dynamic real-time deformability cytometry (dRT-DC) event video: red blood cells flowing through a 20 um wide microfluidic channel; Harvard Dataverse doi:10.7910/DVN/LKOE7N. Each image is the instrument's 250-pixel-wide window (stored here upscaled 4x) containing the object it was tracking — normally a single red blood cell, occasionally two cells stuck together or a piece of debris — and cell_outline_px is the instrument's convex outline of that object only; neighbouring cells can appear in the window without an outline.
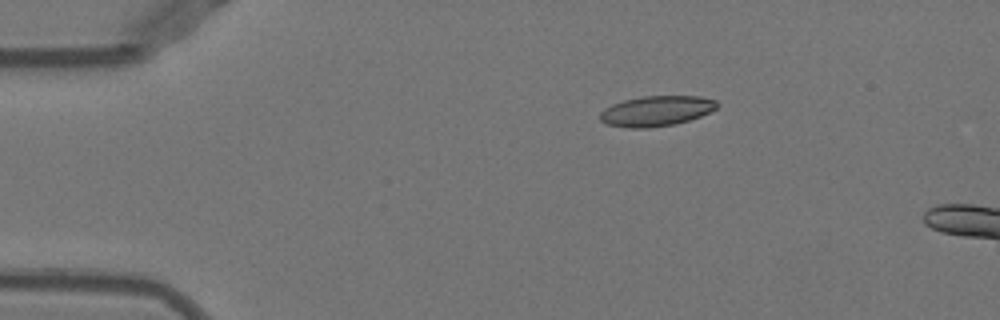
{"species": "Egyptian fruit bat (a non-hibernating species)", "species_latin": "Rousettus aegyptiacus", "temperature_condition": "warm", "stored_images_in_passage": 42, "camera_frame_rate_fps": 3000, "um_per_image_px": 0.085, "animal": {"sex": "female"}, "frame": {"image": 1, "passage_image": 1, "time_ms": 0.0, "image_size_px": [1000, 320], "cell_outline_px": [[720, 104], [716, 108], [700, 116], [676, 124], [648, 128], [628, 128], [604, 124], [600, 120], [600, 112], [604, 108], [612, 104], [624, 100], [640, 96], [700, 96], [716, 100]], "centroid_in_image_um": [55.76, 9.43], "position_along_channel_um": 29.2, "area_um2": 20.81}}
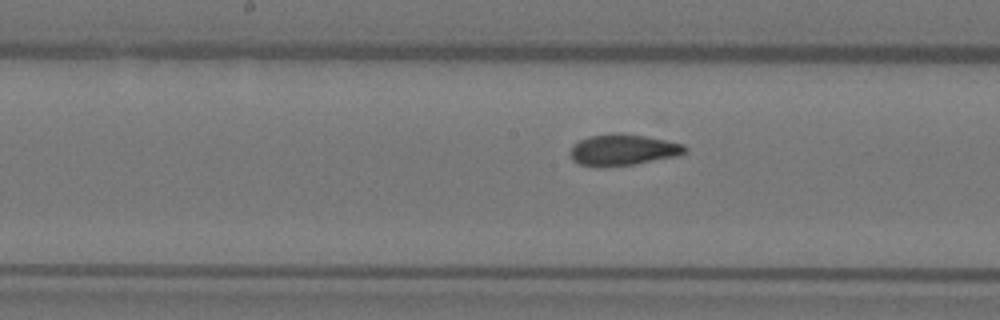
{"frame": {"image": 2, "passage_image": 18, "time_ms": 5.667, "image_size_px": [1000, 320], "cell_outline_px": [[688, 152], [676, 156], [636, 164], [580, 164], [572, 160], [568, 152], [572, 144], [588, 136], [620, 132], [644, 136], [684, 144], [688, 148]], "centroid_in_image_um": [52.97, 12.69], "position_along_channel_um": 195.2, "area_um2": 20.46}}
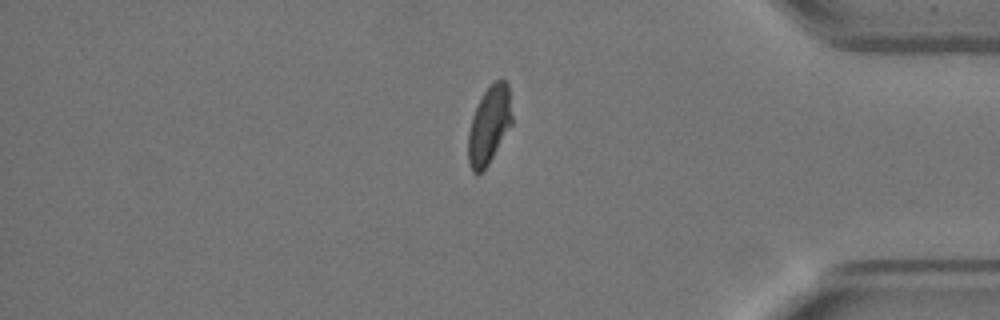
{"frame": {"image": 3, "passage_image": 35, "time_ms": 11.333, "image_size_px": [1000, 320], "cell_outline_px": [[512, 124], [488, 164], [476, 176], [472, 172], [468, 160], [468, 132], [472, 116], [484, 92], [496, 80], [504, 80], [508, 84], [512, 116]], "centroid_in_image_um": [41.57, 10.65], "position_along_channel_um": 393.6, "area_um2": 19.59}, "authors_computed_cell_mechanics": {"area_um2": 20.8658, "velocity_mm_per_s": 3.9599, "shape_relaxation_time_tau1_ms": null, "shape_relaxation_time_tau2_ms": 1.166, "deformation_change_tau1": null, "deformation_change_tau2": 0.0729}}